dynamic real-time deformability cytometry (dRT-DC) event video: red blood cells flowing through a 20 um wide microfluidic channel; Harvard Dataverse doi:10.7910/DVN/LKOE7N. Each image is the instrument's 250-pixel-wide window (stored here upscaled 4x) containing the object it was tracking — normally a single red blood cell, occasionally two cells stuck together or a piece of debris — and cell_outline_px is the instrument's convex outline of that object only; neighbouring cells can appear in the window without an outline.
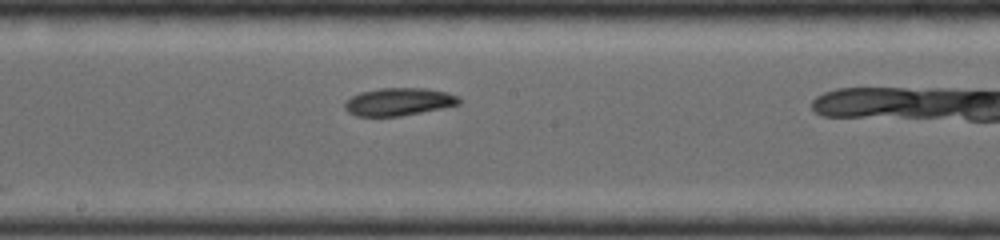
{"species": "common noctule bat (a hibernating species)", "species_latin": "Nyctalus noctula", "temperature_condition": "room temperature", "stored_images_in_passage": 9, "camera_frame_rate_fps": 4000, "um_per_image_px": 0.085, "animal": {"sex": "female", "body_mass_g": 19.0, "forearm_length_mm": 56.7}, "frame": {"image": 1, "passage_image": 9, "time_ms": 6.0, "image_size_px": [1000, 240], "cell_outline_px": [[460, 104], [400, 116], [356, 116], [348, 112], [344, 108], [344, 104], [352, 96], [360, 92], [380, 88], [428, 88], [448, 92], [456, 96], [460, 100]], "centroid_in_image_um": [33.87, 8.64], "position_along_channel_um": 214.3, "area_um2": 18.32}}